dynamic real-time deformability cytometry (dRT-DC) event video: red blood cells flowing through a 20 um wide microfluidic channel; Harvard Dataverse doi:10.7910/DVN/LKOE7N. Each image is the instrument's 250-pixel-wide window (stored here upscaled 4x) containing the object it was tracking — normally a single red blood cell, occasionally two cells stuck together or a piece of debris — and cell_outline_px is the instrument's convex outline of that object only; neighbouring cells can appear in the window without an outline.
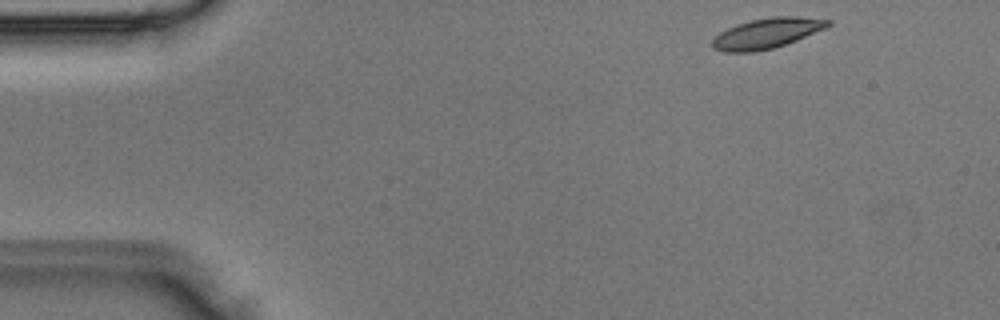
{"species": "Egyptian fruit bat (a non-hibernating species)", "species_latin": "Rousettus aegyptiacus", "temperature_condition": "room temperature", "stored_images_in_passage": 44, "camera_frame_rate_fps": 3000, "um_per_image_px": 0.085, "animal": {"sex": "male"}, "frame": {"image": 1, "passage_image": 1, "time_ms": 0.0, "image_size_px": [1000, 320], "cell_outline_px": [[832, 24], [824, 28], [796, 40], [772, 48], [756, 52], [724, 52], [712, 48], [712, 40], [720, 32], [736, 24], [752, 20], [772, 16], [796, 16], [832, 20]], "centroid_in_image_um": [65.16, 2.82], "position_along_channel_um": 19.8, "area_um2": 20.23}}
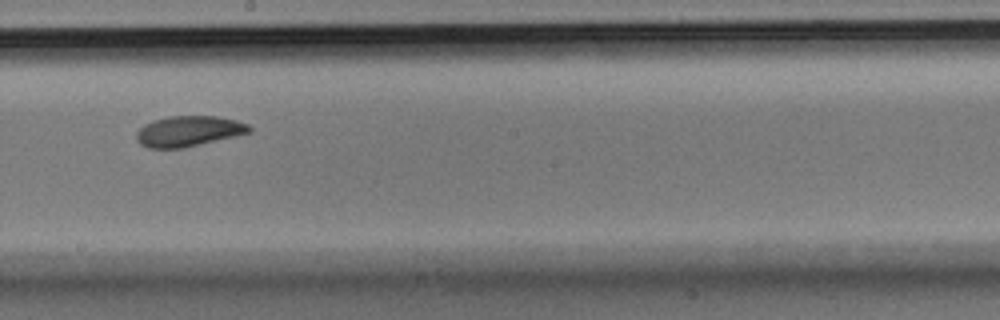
{"frame": {"image": 2, "passage_image": 23, "time_ms": 7.333, "image_size_px": [1000, 320], "cell_outline_px": [[252, 132], [236, 136], [184, 148], [148, 148], [140, 144], [136, 140], [136, 132], [144, 124], [152, 120], [168, 116], [216, 116], [236, 120], [248, 124], [252, 128]], "centroid_in_image_um": [16.03, 11.15], "position_along_channel_um": 232.2, "area_um2": 20.29}}
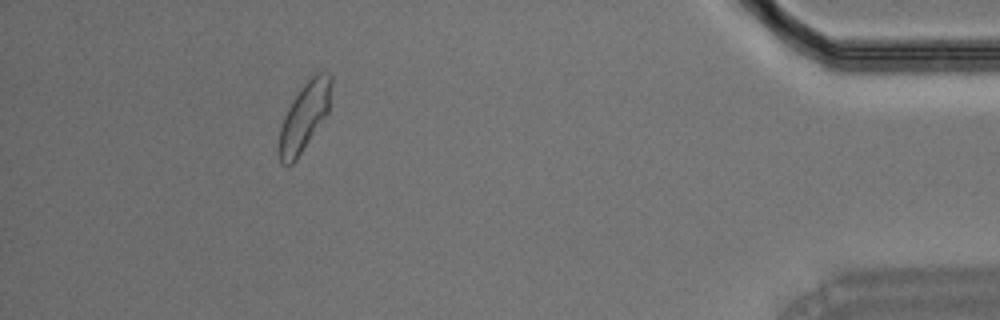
{"frame": {"image": 3, "passage_image": 40, "time_ms": 13.0, "image_size_px": [1000, 320], "cell_outline_px": [[332, 84], [328, 112], [296, 160], [292, 164], [280, 164], [276, 152], [276, 148], [280, 128], [284, 116], [292, 100], [304, 84], [316, 72], [328, 72], [332, 76]], "centroid_in_image_um": [25.83, 9.95], "position_along_channel_um": 409.4, "area_um2": 20.87}}